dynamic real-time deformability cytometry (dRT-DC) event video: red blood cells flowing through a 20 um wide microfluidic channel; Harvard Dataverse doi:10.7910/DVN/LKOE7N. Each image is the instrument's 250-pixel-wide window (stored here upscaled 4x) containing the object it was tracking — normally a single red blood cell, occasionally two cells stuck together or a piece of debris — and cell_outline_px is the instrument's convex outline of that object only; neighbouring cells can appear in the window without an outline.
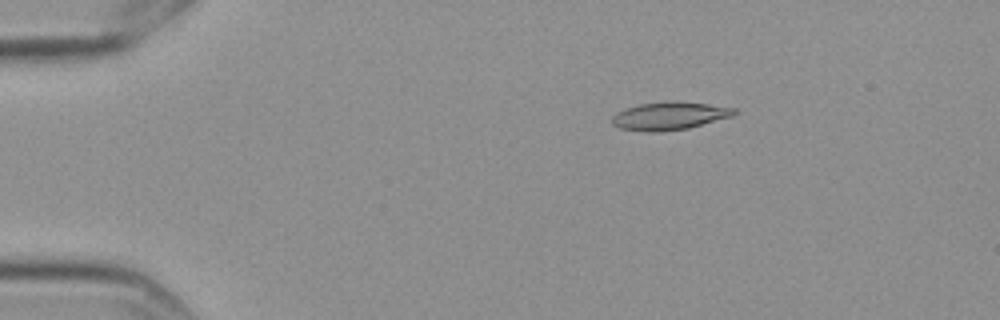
{"species": "Egyptian fruit bat (a non-hibernating species)", "species_latin": "Rousettus aegyptiacus", "temperature_condition": "cold", "stored_images_in_passage": 5, "camera_frame_rate_fps": 3000, "um_per_image_px": 0.085, "frame": {"image": 1, "passage_image": 3, "time_ms": 0.667, "image_size_px": [1000, 320], "cell_outline_px": [[740, 112], [732, 116], [688, 128], [656, 132], [644, 132], [620, 128], [612, 124], [612, 116], [616, 112], [624, 108], [640, 104], [708, 104], [736, 108]], "centroid_in_image_um": [56.88, 9.9], "position_along_channel_um": 28.1, "area_um2": 19.07}}